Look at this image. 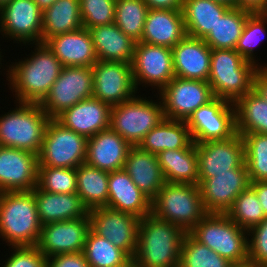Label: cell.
I'll return each instance as SVG.
<instances>
[{
	"label": "cell",
	"mask_w": 267,
	"mask_h": 267,
	"mask_svg": "<svg viewBox=\"0 0 267 267\" xmlns=\"http://www.w3.org/2000/svg\"><path fill=\"white\" fill-rule=\"evenodd\" d=\"M107 207L143 218L152 214V201L134 184L124 170L109 172Z\"/></svg>",
	"instance_id": "cell-26"
},
{
	"label": "cell",
	"mask_w": 267,
	"mask_h": 267,
	"mask_svg": "<svg viewBox=\"0 0 267 267\" xmlns=\"http://www.w3.org/2000/svg\"><path fill=\"white\" fill-rule=\"evenodd\" d=\"M195 144L227 140L236 134L234 103L215 97L186 121Z\"/></svg>",
	"instance_id": "cell-11"
},
{
	"label": "cell",
	"mask_w": 267,
	"mask_h": 267,
	"mask_svg": "<svg viewBox=\"0 0 267 267\" xmlns=\"http://www.w3.org/2000/svg\"><path fill=\"white\" fill-rule=\"evenodd\" d=\"M76 176V193L88 211L107 206L109 172L84 162L76 168Z\"/></svg>",
	"instance_id": "cell-34"
},
{
	"label": "cell",
	"mask_w": 267,
	"mask_h": 267,
	"mask_svg": "<svg viewBox=\"0 0 267 267\" xmlns=\"http://www.w3.org/2000/svg\"><path fill=\"white\" fill-rule=\"evenodd\" d=\"M172 52L175 77L208 81L212 49L203 39L186 35Z\"/></svg>",
	"instance_id": "cell-22"
},
{
	"label": "cell",
	"mask_w": 267,
	"mask_h": 267,
	"mask_svg": "<svg viewBox=\"0 0 267 267\" xmlns=\"http://www.w3.org/2000/svg\"><path fill=\"white\" fill-rule=\"evenodd\" d=\"M116 0H79L83 28L114 23Z\"/></svg>",
	"instance_id": "cell-44"
},
{
	"label": "cell",
	"mask_w": 267,
	"mask_h": 267,
	"mask_svg": "<svg viewBox=\"0 0 267 267\" xmlns=\"http://www.w3.org/2000/svg\"><path fill=\"white\" fill-rule=\"evenodd\" d=\"M193 144L186 121L165 118L145 135L139 147L158 154L163 150L190 148Z\"/></svg>",
	"instance_id": "cell-31"
},
{
	"label": "cell",
	"mask_w": 267,
	"mask_h": 267,
	"mask_svg": "<svg viewBox=\"0 0 267 267\" xmlns=\"http://www.w3.org/2000/svg\"><path fill=\"white\" fill-rule=\"evenodd\" d=\"M91 229L134 257L137 250L140 218L136 215L115 210L107 206L88 211Z\"/></svg>",
	"instance_id": "cell-15"
},
{
	"label": "cell",
	"mask_w": 267,
	"mask_h": 267,
	"mask_svg": "<svg viewBox=\"0 0 267 267\" xmlns=\"http://www.w3.org/2000/svg\"><path fill=\"white\" fill-rule=\"evenodd\" d=\"M88 30L98 60L132 63L136 42L115 23L91 27Z\"/></svg>",
	"instance_id": "cell-29"
},
{
	"label": "cell",
	"mask_w": 267,
	"mask_h": 267,
	"mask_svg": "<svg viewBox=\"0 0 267 267\" xmlns=\"http://www.w3.org/2000/svg\"><path fill=\"white\" fill-rule=\"evenodd\" d=\"M198 157V185L214 174L230 173L245 162L242 136L236 133L230 139L196 144Z\"/></svg>",
	"instance_id": "cell-17"
},
{
	"label": "cell",
	"mask_w": 267,
	"mask_h": 267,
	"mask_svg": "<svg viewBox=\"0 0 267 267\" xmlns=\"http://www.w3.org/2000/svg\"><path fill=\"white\" fill-rule=\"evenodd\" d=\"M234 264L195 240L189 233L183 238L179 267H232Z\"/></svg>",
	"instance_id": "cell-40"
},
{
	"label": "cell",
	"mask_w": 267,
	"mask_h": 267,
	"mask_svg": "<svg viewBox=\"0 0 267 267\" xmlns=\"http://www.w3.org/2000/svg\"><path fill=\"white\" fill-rule=\"evenodd\" d=\"M230 7L213 0H183L186 35L204 39Z\"/></svg>",
	"instance_id": "cell-32"
},
{
	"label": "cell",
	"mask_w": 267,
	"mask_h": 267,
	"mask_svg": "<svg viewBox=\"0 0 267 267\" xmlns=\"http://www.w3.org/2000/svg\"><path fill=\"white\" fill-rule=\"evenodd\" d=\"M149 9H182L183 0H144Z\"/></svg>",
	"instance_id": "cell-50"
},
{
	"label": "cell",
	"mask_w": 267,
	"mask_h": 267,
	"mask_svg": "<svg viewBox=\"0 0 267 267\" xmlns=\"http://www.w3.org/2000/svg\"><path fill=\"white\" fill-rule=\"evenodd\" d=\"M164 179L168 183L198 185L196 144L190 148L163 150L157 154Z\"/></svg>",
	"instance_id": "cell-30"
},
{
	"label": "cell",
	"mask_w": 267,
	"mask_h": 267,
	"mask_svg": "<svg viewBox=\"0 0 267 267\" xmlns=\"http://www.w3.org/2000/svg\"><path fill=\"white\" fill-rule=\"evenodd\" d=\"M43 11L33 0H10L0 8V33L21 46L41 43ZM23 44V45H22Z\"/></svg>",
	"instance_id": "cell-14"
},
{
	"label": "cell",
	"mask_w": 267,
	"mask_h": 267,
	"mask_svg": "<svg viewBox=\"0 0 267 267\" xmlns=\"http://www.w3.org/2000/svg\"><path fill=\"white\" fill-rule=\"evenodd\" d=\"M232 267H252L249 263L242 265H233Z\"/></svg>",
	"instance_id": "cell-56"
},
{
	"label": "cell",
	"mask_w": 267,
	"mask_h": 267,
	"mask_svg": "<svg viewBox=\"0 0 267 267\" xmlns=\"http://www.w3.org/2000/svg\"><path fill=\"white\" fill-rule=\"evenodd\" d=\"M36 207L42 225L71 219H79L88 215L77 193H51L34 189Z\"/></svg>",
	"instance_id": "cell-28"
},
{
	"label": "cell",
	"mask_w": 267,
	"mask_h": 267,
	"mask_svg": "<svg viewBox=\"0 0 267 267\" xmlns=\"http://www.w3.org/2000/svg\"><path fill=\"white\" fill-rule=\"evenodd\" d=\"M63 67H92L97 61L91 33L87 28L56 35L44 43Z\"/></svg>",
	"instance_id": "cell-25"
},
{
	"label": "cell",
	"mask_w": 267,
	"mask_h": 267,
	"mask_svg": "<svg viewBox=\"0 0 267 267\" xmlns=\"http://www.w3.org/2000/svg\"><path fill=\"white\" fill-rule=\"evenodd\" d=\"M237 8L254 12H267V0H237Z\"/></svg>",
	"instance_id": "cell-49"
},
{
	"label": "cell",
	"mask_w": 267,
	"mask_h": 267,
	"mask_svg": "<svg viewBox=\"0 0 267 267\" xmlns=\"http://www.w3.org/2000/svg\"><path fill=\"white\" fill-rule=\"evenodd\" d=\"M87 141V137L51 118L38 155L39 166L77 168L86 161Z\"/></svg>",
	"instance_id": "cell-9"
},
{
	"label": "cell",
	"mask_w": 267,
	"mask_h": 267,
	"mask_svg": "<svg viewBox=\"0 0 267 267\" xmlns=\"http://www.w3.org/2000/svg\"><path fill=\"white\" fill-rule=\"evenodd\" d=\"M93 97L110 105H119L137 93L131 63L98 60L92 66Z\"/></svg>",
	"instance_id": "cell-16"
},
{
	"label": "cell",
	"mask_w": 267,
	"mask_h": 267,
	"mask_svg": "<svg viewBox=\"0 0 267 267\" xmlns=\"http://www.w3.org/2000/svg\"><path fill=\"white\" fill-rule=\"evenodd\" d=\"M38 155L0 146V192L32 191L38 183Z\"/></svg>",
	"instance_id": "cell-20"
},
{
	"label": "cell",
	"mask_w": 267,
	"mask_h": 267,
	"mask_svg": "<svg viewBox=\"0 0 267 267\" xmlns=\"http://www.w3.org/2000/svg\"><path fill=\"white\" fill-rule=\"evenodd\" d=\"M258 267H267V264L260 265Z\"/></svg>",
	"instance_id": "cell-58"
},
{
	"label": "cell",
	"mask_w": 267,
	"mask_h": 267,
	"mask_svg": "<svg viewBox=\"0 0 267 267\" xmlns=\"http://www.w3.org/2000/svg\"><path fill=\"white\" fill-rule=\"evenodd\" d=\"M213 1L227 5L230 8H234V7L237 8V0H213Z\"/></svg>",
	"instance_id": "cell-54"
},
{
	"label": "cell",
	"mask_w": 267,
	"mask_h": 267,
	"mask_svg": "<svg viewBox=\"0 0 267 267\" xmlns=\"http://www.w3.org/2000/svg\"><path fill=\"white\" fill-rule=\"evenodd\" d=\"M83 253L90 267H116L130 258L123 250L97 235L92 229L88 232Z\"/></svg>",
	"instance_id": "cell-37"
},
{
	"label": "cell",
	"mask_w": 267,
	"mask_h": 267,
	"mask_svg": "<svg viewBox=\"0 0 267 267\" xmlns=\"http://www.w3.org/2000/svg\"><path fill=\"white\" fill-rule=\"evenodd\" d=\"M131 65L137 91L142 85L159 93L175 77L172 48L136 42Z\"/></svg>",
	"instance_id": "cell-12"
},
{
	"label": "cell",
	"mask_w": 267,
	"mask_h": 267,
	"mask_svg": "<svg viewBox=\"0 0 267 267\" xmlns=\"http://www.w3.org/2000/svg\"><path fill=\"white\" fill-rule=\"evenodd\" d=\"M258 66L233 49H212L208 83L213 95L235 103L253 87Z\"/></svg>",
	"instance_id": "cell-5"
},
{
	"label": "cell",
	"mask_w": 267,
	"mask_h": 267,
	"mask_svg": "<svg viewBox=\"0 0 267 267\" xmlns=\"http://www.w3.org/2000/svg\"><path fill=\"white\" fill-rule=\"evenodd\" d=\"M188 233L234 265L248 263V231L226 214L207 213Z\"/></svg>",
	"instance_id": "cell-6"
},
{
	"label": "cell",
	"mask_w": 267,
	"mask_h": 267,
	"mask_svg": "<svg viewBox=\"0 0 267 267\" xmlns=\"http://www.w3.org/2000/svg\"><path fill=\"white\" fill-rule=\"evenodd\" d=\"M116 267H139V264L137 263L134 257H130L123 264L116 266Z\"/></svg>",
	"instance_id": "cell-53"
},
{
	"label": "cell",
	"mask_w": 267,
	"mask_h": 267,
	"mask_svg": "<svg viewBox=\"0 0 267 267\" xmlns=\"http://www.w3.org/2000/svg\"><path fill=\"white\" fill-rule=\"evenodd\" d=\"M124 170L134 184L153 201L166 183L157 154L132 146L125 161Z\"/></svg>",
	"instance_id": "cell-27"
},
{
	"label": "cell",
	"mask_w": 267,
	"mask_h": 267,
	"mask_svg": "<svg viewBox=\"0 0 267 267\" xmlns=\"http://www.w3.org/2000/svg\"><path fill=\"white\" fill-rule=\"evenodd\" d=\"M185 36L182 9H149L139 42L173 48Z\"/></svg>",
	"instance_id": "cell-24"
},
{
	"label": "cell",
	"mask_w": 267,
	"mask_h": 267,
	"mask_svg": "<svg viewBox=\"0 0 267 267\" xmlns=\"http://www.w3.org/2000/svg\"><path fill=\"white\" fill-rule=\"evenodd\" d=\"M91 229L90 217L51 222L42 225L37 248L48 259L52 256L84 251Z\"/></svg>",
	"instance_id": "cell-18"
},
{
	"label": "cell",
	"mask_w": 267,
	"mask_h": 267,
	"mask_svg": "<svg viewBox=\"0 0 267 267\" xmlns=\"http://www.w3.org/2000/svg\"><path fill=\"white\" fill-rule=\"evenodd\" d=\"M93 96L92 67H63L40 106L50 118Z\"/></svg>",
	"instance_id": "cell-10"
},
{
	"label": "cell",
	"mask_w": 267,
	"mask_h": 267,
	"mask_svg": "<svg viewBox=\"0 0 267 267\" xmlns=\"http://www.w3.org/2000/svg\"><path fill=\"white\" fill-rule=\"evenodd\" d=\"M236 133L267 134V102L251 90L235 103Z\"/></svg>",
	"instance_id": "cell-35"
},
{
	"label": "cell",
	"mask_w": 267,
	"mask_h": 267,
	"mask_svg": "<svg viewBox=\"0 0 267 267\" xmlns=\"http://www.w3.org/2000/svg\"><path fill=\"white\" fill-rule=\"evenodd\" d=\"M41 228L33 190L0 192V238L7 246H36Z\"/></svg>",
	"instance_id": "cell-3"
},
{
	"label": "cell",
	"mask_w": 267,
	"mask_h": 267,
	"mask_svg": "<svg viewBox=\"0 0 267 267\" xmlns=\"http://www.w3.org/2000/svg\"><path fill=\"white\" fill-rule=\"evenodd\" d=\"M148 10L144 0H116L114 23L127 36L139 42Z\"/></svg>",
	"instance_id": "cell-38"
},
{
	"label": "cell",
	"mask_w": 267,
	"mask_h": 267,
	"mask_svg": "<svg viewBox=\"0 0 267 267\" xmlns=\"http://www.w3.org/2000/svg\"><path fill=\"white\" fill-rule=\"evenodd\" d=\"M250 187L255 191L265 216L267 217V181L251 182Z\"/></svg>",
	"instance_id": "cell-51"
},
{
	"label": "cell",
	"mask_w": 267,
	"mask_h": 267,
	"mask_svg": "<svg viewBox=\"0 0 267 267\" xmlns=\"http://www.w3.org/2000/svg\"><path fill=\"white\" fill-rule=\"evenodd\" d=\"M165 119L162 100L135 95L110 111V128L131 146H139L146 134Z\"/></svg>",
	"instance_id": "cell-8"
},
{
	"label": "cell",
	"mask_w": 267,
	"mask_h": 267,
	"mask_svg": "<svg viewBox=\"0 0 267 267\" xmlns=\"http://www.w3.org/2000/svg\"><path fill=\"white\" fill-rule=\"evenodd\" d=\"M251 11L241 8H230L215 24L210 33L203 39L211 49L235 50L244 29L245 21Z\"/></svg>",
	"instance_id": "cell-36"
},
{
	"label": "cell",
	"mask_w": 267,
	"mask_h": 267,
	"mask_svg": "<svg viewBox=\"0 0 267 267\" xmlns=\"http://www.w3.org/2000/svg\"><path fill=\"white\" fill-rule=\"evenodd\" d=\"M38 7L44 11L46 8L50 7L56 0H33Z\"/></svg>",
	"instance_id": "cell-52"
},
{
	"label": "cell",
	"mask_w": 267,
	"mask_h": 267,
	"mask_svg": "<svg viewBox=\"0 0 267 267\" xmlns=\"http://www.w3.org/2000/svg\"><path fill=\"white\" fill-rule=\"evenodd\" d=\"M36 46V47H35ZM28 57L5 65L6 82L15 102L40 104L63 68L45 44H35ZM30 55V56H29ZM8 67V68H7ZM7 70V71H6ZM15 94V95H14Z\"/></svg>",
	"instance_id": "cell-1"
},
{
	"label": "cell",
	"mask_w": 267,
	"mask_h": 267,
	"mask_svg": "<svg viewBox=\"0 0 267 267\" xmlns=\"http://www.w3.org/2000/svg\"><path fill=\"white\" fill-rule=\"evenodd\" d=\"M11 254L1 267H46L47 258L37 246L8 247ZM12 250H11V249Z\"/></svg>",
	"instance_id": "cell-46"
},
{
	"label": "cell",
	"mask_w": 267,
	"mask_h": 267,
	"mask_svg": "<svg viewBox=\"0 0 267 267\" xmlns=\"http://www.w3.org/2000/svg\"><path fill=\"white\" fill-rule=\"evenodd\" d=\"M111 108L92 96L64 110L55 119L64 127L89 138L110 127Z\"/></svg>",
	"instance_id": "cell-21"
},
{
	"label": "cell",
	"mask_w": 267,
	"mask_h": 267,
	"mask_svg": "<svg viewBox=\"0 0 267 267\" xmlns=\"http://www.w3.org/2000/svg\"><path fill=\"white\" fill-rule=\"evenodd\" d=\"M1 50V49H0ZM4 58V55H2V50L0 51V69L2 68V64H4V63H2V62H4V60H3V58ZM3 60V61H2ZM0 72H2V71H0Z\"/></svg>",
	"instance_id": "cell-55"
},
{
	"label": "cell",
	"mask_w": 267,
	"mask_h": 267,
	"mask_svg": "<svg viewBox=\"0 0 267 267\" xmlns=\"http://www.w3.org/2000/svg\"><path fill=\"white\" fill-rule=\"evenodd\" d=\"M131 145L110 127L88 138V165L112 172L124 169Z\"/></svg>",
	"instance_id": "cell-23"
},
{
	"label": "cell",
	"mask_w": 267,
	"mask_h": 267,
	"mask_svg": "<svg viewBox=\"0 0 267 267\" xmlns=\"http://www.w3.org/2000/svg\"><path fill=\"white\" fill-rule=\"evenodd\" d=\"M248 263L252 267L267 264V217L248 230Z\"/></svg>",
	"instance_id": "cell-45"
},
{
	"label": "cell",
	"mask_w": 267,
	"mask_h": 267,
	"mask_svg": "<svg viewBox=\"0 0 267 267\" xmlns=\"http://www.w3.org/2000/svg\"><path fill=\"white\" fill-rule=\"evenodd\" d=\"M156 95L162 100L165 118L178 121H187L195 110L215 98L208 81L180 77H174Z\"/></svg>",
	"instance_id": "cell-13"
},
{
	"label": "cell",
	"mask_w": 267,
	"mask_h": 267,
	"mask_svg": "<svg viewBox=\"0 0 267 267\" xmlns=\"http://www.w3.org/2000/svg\"><path fill=\"white\" fill-rule=\"evenodd\" d=\"M46 267H90L83 252L67 253L47 259Z\"/></svg>",
	"instance_id": "cell-47"
},
{
	"label": "cell",
	"mask_w": 267,
	"mask_h": 267,
	"mask_svg": "<svg viewBox=\"0 0 267 267\" xmlns=\"http://www.w3.org/2000/svg\"><path fill=\"white\" fill-rule=\"evenodd\" d=\"M250 183L245 162L230 173L214 174V177L204 179L199 188L205 212L226 214Z\"/></svg>",
	"instance_id": "cell-19"
},
{
	"label": "cell",
	"mask_w": 267,
	"mask_h": 267,
	"mask_svg": "<svg viewBox=\"0 0 267 267\" xmlns=\"http://www.w3.org/2000/svg\"><path fill=\"white\" fill-rule=\"evenodd\" d=\"M0 116V146L39 155L46 126L51 119L40 104L16 102Z\"/></svg>",
	"instance_id": "cell-4"
},
{
	"label": "cell",
	"mask_w": 267,
	"mask_h": 267,
	"mask_svg": "<svg viewBox=\"0 0 267 267\" xmlns=\"http://www.w3.org/2000/svg\"><path fill=\"white\" fill-rule=\"evenodd\" d=\"M267 12L251 13L244 25L242 34L238 40L235 50L248 61L253 62L257 66H267V63L260 65L257 53H254L256 47L261 44L267 32ZM263 37V38H262ZM265 39V38H264ZM257 45V46H256ZM256 55V56H255ZM257 57V59H256Z\"/></svg>",
	"instance_id": "cell-39"
},
{
	"label": "cell",
	"mask_w": 267,
	"mask_h": 267,
	"mask_svg": "<svg viewBox=\"0 0 267 267\" xmlns=\"http://www.w3.org/2000/svg\"><path fill=\"white\" fill-rule=\"evenodd\" d=\"M83 27L79 0H56L42 13L41 44L48 39Z\"/></svg>",
	"instance_id": "cell-33"
},
{
	"label": "cell",
	"mask_w": 267,
	"mask_h": 267,
	"mask_svg": "<svg viewBox=\"0 0 267 267\" xmlns=\"http://www.w3.org/2000/svg\"><path fill=\"white\" fill-rule=\"evenodd\" d=\"M152 214L188 233L207 214L199 185L166 182L152 201Z\"/></svg>",
	"instance_id": "cell-7"
},
{
	"label": "cell",
	"mask_w": 267,
	"mask_h": 267,
	"mask_svg": "<svg viewBox=\"0 0 267 267\" xmlns=\"http://www.w3.org/2000/svg\"><path fill=\"white\" fill-rule=\"evenodd\" d=\"M37 186L51 193H76V168L38 166Z\"/></svg>",
	"instance_id": "cell-43"
},
{
	"label": "cell",
	"mask_w": 267,
	"mask_h": 267,
	"mask_svg": "<svg viewBox=\"0 0 267 267\" xmlns=\"http://www.w3.org/2000/svg\"><path fill=\"white\" fill-rule=\"evenodd\" d=\"M226 215L247 231L266 217L255 191L250 186L237 196Z\"/></svg>",
	"instance_id": "cell-42"
},
{
	"label": "cell",
	"mask_w": 267,
	"mask_h": 267,
	"mask_svg": "<svg viewBox=\"0 0 267 267\" xmlns=\"http://www.w3.org/2000/svg\"><path fill=\"white\" fill-rule=\"evenodd\" d=\"M252 90L267 102V66H258L256 68Z\"/></svg>",
	"instance_id": "cell-48"
},
{
	"label": "cell",
	"mask_w": 267,
	"mask_h": 267,
	"mask_svg": "<svg viewBox=\"0 0 267 267\" xmlns=\"http://www.w3.org/2000/svg\"><path fill=\"white\" fill-rule=\"evenodd\" d=\"M10 0H0V8L5 5L7 2H9Z\"/></svg>",
	"instance_id": "cell-57"
},
{
	"label": "cell",
	"mask_w": 267,
	"mask_h": 267,
	"mask_svg": "<svg viewBox=\"0 0 267 267\" xmlns=\"http://www.w3.org/2000/svg\"><path fill=\"white\" fill-rule=\"evenodd\" d=\"M250 182L267 181V134L242 135Z\"/></svg>",
	"instance_id": "cell-41"
},
{
	"label": "cell",
	"mask_w": 267,
	"mask_h": 267,
	"mask_svg": "<svg viewBox=\"0 0 267 267\" xmlns=\"http://www.w3.org/2000/svg\"><path fill=\"white\" fill-rule=\"evenodd\" d=\"M186 232L179 226L156 218H140L135 260L139 267H179Z\"/></svg>",
	"instance_id": "cell-2"
}]
</instances>
